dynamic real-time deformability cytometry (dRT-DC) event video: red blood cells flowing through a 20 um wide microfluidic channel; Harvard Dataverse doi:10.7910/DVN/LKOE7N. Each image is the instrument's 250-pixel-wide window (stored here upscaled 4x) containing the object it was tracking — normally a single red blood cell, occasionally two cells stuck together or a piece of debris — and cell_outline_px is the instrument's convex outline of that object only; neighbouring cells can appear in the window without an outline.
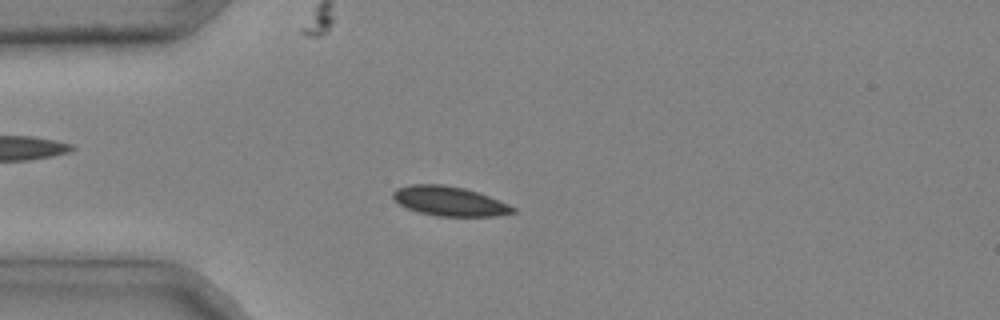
{"species": "common noctule bat (a hibernating species)", "species_latin": "Nyctalus noctula", "temperature_condition": "cold", "stored_images_in_passage": 3, "camera_frame_rate_fps": 3000, "um_per_image_px": 0.085, "animal": {"sex": "male", "body_mass_g": 20.4}, "frame": {"image": 1, "passage_image": 3, "time_ms": 0.667, "image_size_px": [1000, 320], "cell_outline_px": [[516, 212], [500, 216], [436, 216], [420, 212], [408, 208], [400, 204], [392, 196], [392, 192], [396, 188], [412, 184], [444, 184], [464, 188], [488, 196], [508, 204], [516, 208]], "centroid_in_image_um": [38.21, 17.1], "position_along_channel_um": 46.8, "area_um2": 20.52}}